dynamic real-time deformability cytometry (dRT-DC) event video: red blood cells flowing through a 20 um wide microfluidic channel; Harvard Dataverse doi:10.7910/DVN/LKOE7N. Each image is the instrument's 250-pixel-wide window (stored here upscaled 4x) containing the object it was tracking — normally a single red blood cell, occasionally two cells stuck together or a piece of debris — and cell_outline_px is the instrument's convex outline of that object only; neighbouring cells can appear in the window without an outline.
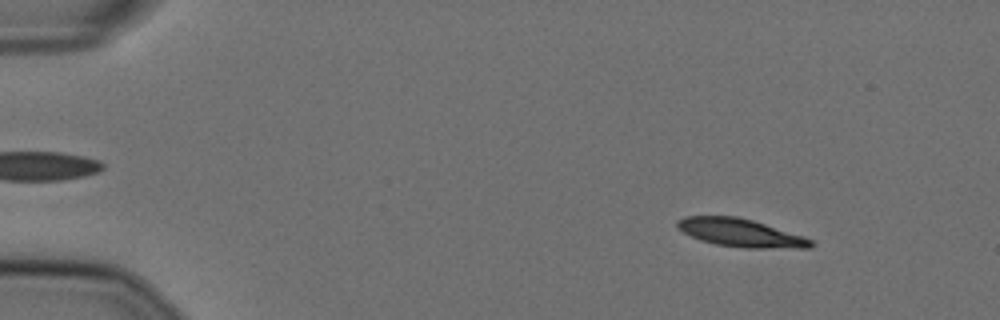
{"species": "Egyptian fruit bat (a non-hibernating species)", "species_latin": "Rousettus aegyptiacus", "temperature_condition": "cold", "stored_images_in_passage": 56, "camera_frame_rate_fps": 3000, "um_per_image_px": 0.085, "animal": {"sex": "female"}, "frame": {"image": 1, "passage_image": 7, "time_ms": 2.0, "image_size_px": [1000, 320], "cell_outline_px": [[816, 244], [812, 248], [744, 248], [716, 244], [700, 240], [676, 228], [676, 220], [684, 216], [736, 216], [752, 220], [804, 236], [812, 240]], "centroid_in_image_um": [62.96, 19.79], "position_along_channel_um": 22.0, "area_um2": 21.91}}
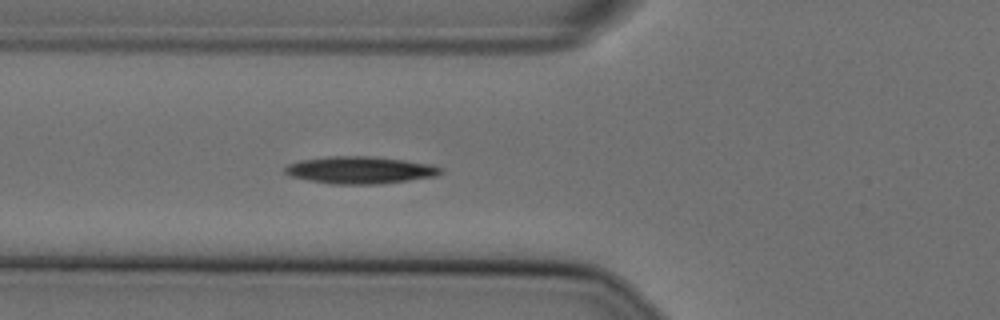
{"frame": {"image": 2, "passage_image": 21, "time_ms": 6.667, "image_size_px": [1000, 320], "cell_outline_px": [[444, 172], [436, 176], [380, 184], [328, 184], [308, 180], [292, 176], [284, 172], [284, 168], [288, 164], [300, 160], [328, 156], [368, 156], [404, 160], [432, 164], [444, 168]], "centroid_in_image_um": [30.62, 14.45], "position_along_channel_um": 95.2, "area_um2": 24.8}}
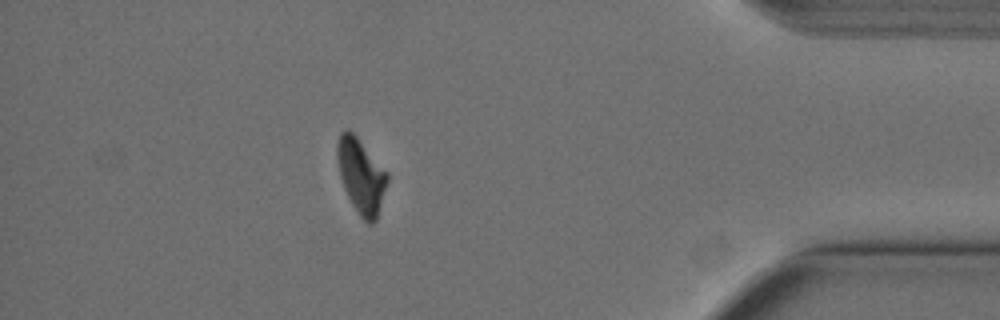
{"frame": {"image": 3, "passage_image": 50, "time_ms": 16.333, "image_size_px": [1000, 320], "cell_outline_px": [[388, 180], [376, 220], [372, 224], [368, 224], [360, 216], [352, 204], [344, 188], [340, 176], [336, 160], [336, 144], [340, 132], [344, 128], [348, 128], [356, 136], [388, 172]], "centroid_in_image_um": [30.67, 14.92], "position_along_channel_um": 404.5, "area_um2": 21.85}, "authors_computed_cell_mechanics": {"area_um2": 23.0622, "velocity_mm_per_s": 3.5927, "shape_relaxation_time_tau1_ms": 5.5014, "shape_relaxation_time_tau2_ms": null, "deformation_change_tau1": 0.1809, "deformation_change_tau2": null}}